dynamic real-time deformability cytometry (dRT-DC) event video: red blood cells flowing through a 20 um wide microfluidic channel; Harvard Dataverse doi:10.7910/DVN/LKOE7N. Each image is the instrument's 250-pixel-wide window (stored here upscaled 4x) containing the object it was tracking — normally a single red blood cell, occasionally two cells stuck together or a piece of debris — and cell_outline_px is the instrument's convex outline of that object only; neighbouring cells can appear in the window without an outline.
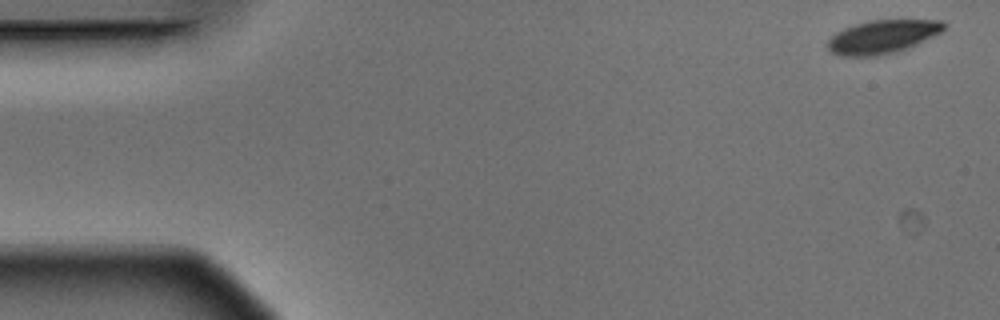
{"species": "Egyptian fruit bat (a non-hibernating species)", "species_latin": "Rousettus aegyptiacus", "temperature_condition": "warm", "stored_images_in_passage": 4, "camera_frame_rate_fps": 3000, "um_per_image_px": 0.085, "animal": {"sex": "male"}, "frame": {"image": 1, "passage_image": 1, "time_ms": 0.0, "image_size_px": [1000, 320], "cell_outline_px": [[948, 24], [940, 32], [916, 44], [892, 52], [876, 56], [840, 56], [832, 52], [828, 48], [828, 40], [836, 32], [844, 28], [856, 24], [872, 20], [944, 20]], "centroid_in_image_um": [75.0, 3.11], "position_along_channel_um": 10.0, "area_um2": 22.25}}
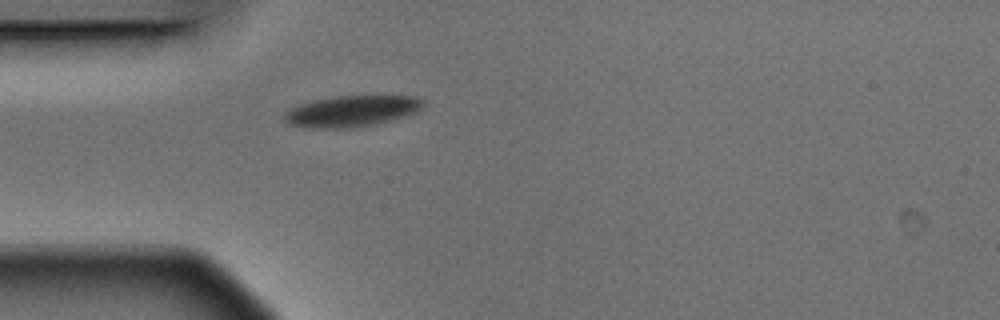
{"frame": {"image": 2, "passage_image": 4, "time_ms": 1.0, "image_size_px": [1000, 320], "cell_outline_px": [[424, 104], [416, 112], [388, 120], [372, 124], [352, 128], [304, 128], [292, 124], [284, 120], [284, 112], [300, 104], [316, 100], [336, 96], [416, 96], [424, 100]], "centroid_in_image_um": [29.87, 9.44], "position_along_channel_um": 55.1, "area_um2": 24.8}}